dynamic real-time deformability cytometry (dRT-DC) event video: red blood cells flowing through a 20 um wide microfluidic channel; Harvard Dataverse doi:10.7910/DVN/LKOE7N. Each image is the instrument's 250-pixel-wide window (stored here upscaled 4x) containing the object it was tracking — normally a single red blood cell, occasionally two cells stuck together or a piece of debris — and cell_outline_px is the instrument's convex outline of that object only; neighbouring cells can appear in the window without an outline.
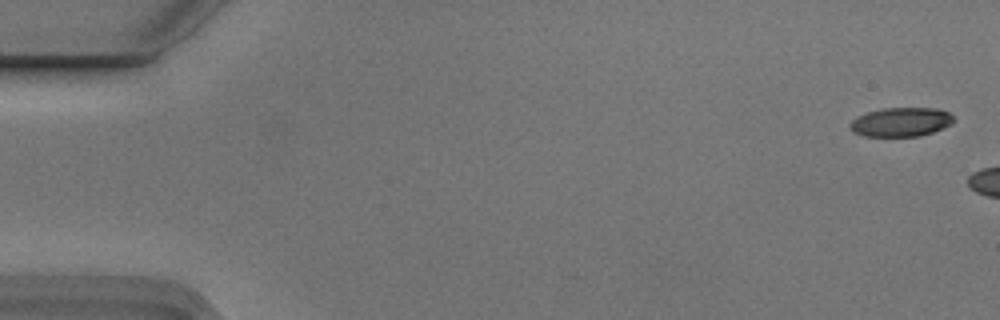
{"species": "Egyptian fruit bat (a non-hibernating species)", "species_latin": "Rousettus aegyptiacus", "temperature_condition": "cold", "stored_images_in_passage": 7, "camera_frame_rate_fps": 3000, "um_per_image_px": 0.085, "animal": {"sex": "male"}, "frame": {"image": 1, "passage_image": 1, "time_ms": 0.0, "image_size_px": [1000, 320], "cell_outline_px": [[956, 120], [952, 124], [932, 132], [920, 136], [864, 136], [852, 132], [848, 128], [848, 124], [852, 120], [868, 112], [884, 108], [936, 108], [948, 112]], "centroid_in_image_um": [76.57, 10.38], "position_along_channel_um": 8.4, "area_um2": 17.57}}
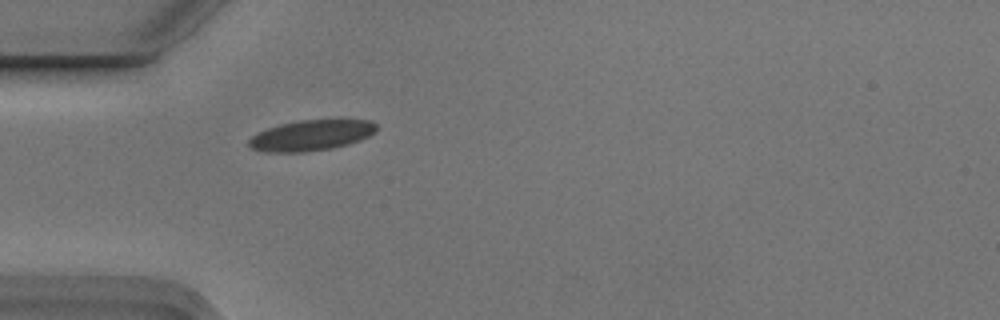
{"frame": {"image": 2, "passage_image": 7, "time_ms": 2.0, "image_size_px": [1000, 320], "cell_outline_px": [[376, 132], [360, 140], [348, 144], [332, 148], [304, 152], [268, 152], [248, 148], [248, 140], [252, 136], [268, 128], [280, 124], [300, 120], [372, 120], [376, 124]], "centroid_in_image_um": [26.45, 11.51], "position_along_channel_um": 58.6, "area_um2": 22.72}}